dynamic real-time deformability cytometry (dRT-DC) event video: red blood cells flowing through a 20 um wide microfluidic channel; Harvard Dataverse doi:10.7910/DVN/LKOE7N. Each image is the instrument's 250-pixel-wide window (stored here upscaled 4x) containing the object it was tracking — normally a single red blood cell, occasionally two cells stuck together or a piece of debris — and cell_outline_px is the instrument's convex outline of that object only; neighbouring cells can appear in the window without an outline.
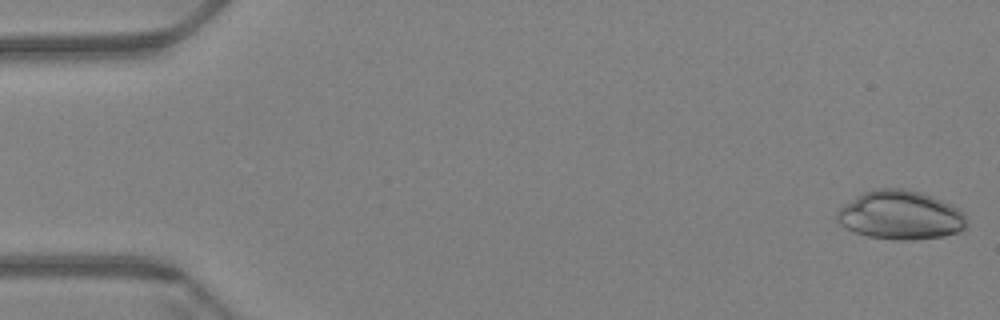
{"species": "Egyptian fruit bat (a non-hibernating species)", "species_latin": "Rousettus aegyptiacus", "temperature_condition": "warm", "stored_images_in_passage": 11, "camera_frame_rate_fps": 3000, "um_per_image_px": 0.085, "animal": {"sex": "female"}, "frame": {"image": 1, "passage_image": 1, "time_ms": 0.0, "image_size_px": [1000, 320], "cell_outline_px": [[968, 228], [944, 236], [912, 240], [896, 240], [868, 236], [856, 232], [840, 224], [836, 220], [836, 212], [844, 204], [856, 196], [864, 192], [876, 188], [904, 188], [920, 192], [932, 196], [964, 212], [968, 220]], "centroid_in_image_um": [76.55, 18.29], "position_along_channel_um": 8.4, "area_um2": 36.93}}